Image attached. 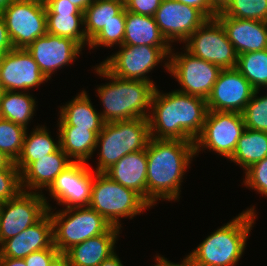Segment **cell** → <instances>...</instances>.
I'll use <instances>...</instances> for the list:
<instances>
[{
  "mask_svg": "<svg viewBox=\"0 0 267 266\" xmlns=\"http://www.w3.org/2000/svg\"><path fill=\"white\" fill-rule=\"evenodd\" d=\"M48 266H70L65 253H58L49 263Z\"/></svg>",
  "mask_w": 267,
  "mask_h": 266,
  "instance_id": "46",
  "label": "cell"
},
{
  "mask_svg": "<svg viewBox=\"0 0 267 266\" xmlns=\"http://www.w3.org/2000/svg\"><path fill=\"white\" fill-rule=\"evenodd\" d=\"M47 33L76 41L82 48L89 45L84 29V14L71 12L46 13ZM80 29V30H79Z\"/></svg>",
  "mask_w": 267,
  "mask_h": 266,
  "instance_id": "31",
  "label": "cell"
},
{
  "mask_svg": "<svg viewBox=\"0 0 267 266\" xmlns=\"http://www.w3.org/2000/svg\"><path fill=\"white\" fill-rule=\"evenodd\" d=\"M14 0H0V13L5 10Z\"/></svg>",
  "mask_w": 267,
  "mask_h": 266,
  "instance_id": "51",
  "label": "cell"
},
{
  "mask_svg": "<svg viewBox=\"0 0 267 266\" xmlns=\"http://www.w3.org/2000/svg\"><path fill=\"white\" fill-rule=\"evenodd\" d=\"M60 148L73 162L86 163L96 150L98 135L91 130L75 126H59Z\"/></svg>",
  "mask_w": 267,
  "mask_h": 266,
  "instance_id": "27",
  "label": "cell"
},
{
  "mask_svg": "<svg viewBox=\"0 0 267 266\" xmlns=\"http://www.w3.org/2000/svg\"><path fill=\"white\" fill-rule=\"evenodd\" d=\"M25 49L38 64L47 80H50L56 69L75 61L74 59L82 51V47L76 41L48 33L37 38Z\"/></svg>",
  "mask_w": 267,
  "mask_h": 266,
  "instance_id": "18",
  "label": "cell"
},
{
  "mask_svg": "<svg viewBox=\"0 0 267 266\" xmlns=\"http://www.w3.org/2000/svg\"><path fill=\"white\" fill-rule=\"evenodd\" d=\"M148 117L154 139L192 141L201 134L208 113L205 99L177 90L161 94L154 91Z\"/></svg>",
  "mask_w": 267,
  "mask_h": 266,
  "instance_id": "1",
  "label": "cell"
},
{
  "mask_svg": "<svg viewBox=\"0 0 267 266\" xmlns=\"http://www.w3.org/2000/svg\"><path fill=\"white\" fill-rule=\"evenodd\" d=\"M14 48H26L47 33L45 3L14 0L1 12Z\"/></svg>",
  "mask_w": 267,
  "mask_h": 266,
  "instance_id": "10",
  "label": "cell"
},
{
  "mask_svg": "<svg viewBox=\"0 0 267 266\" xmlns=\"http://www.w3.org/2000/svg\"><path fill=\"white\" fill-rule=\"evenodd\" d=\"M98 266H123V264L117 254L114 253L109 258L102 261Z\"/></svg>",
  "mask_w": 267,
  "mask_h": 266,
  "instance_id": "47",
  "label": "cell"
},
{
  "mask_svg": "<svg viewBox=\"0 0 267 266\" xmlns=\"http://www.w3.org/2000/svg\"><path fill=\"white\" fill-rule=\"evenodd\" d=\"M154 18L169 43L185 42L208 19L199 9L176 0H162Z\"/></svg>",
  "mask_w": 267,
  "mask_h": 266,
  "instance_id": "15",
  "label": "cell"
},
{
  "mask_svg": "<svg viewBox=\"0 0 267 266\" xmlns=\"http://www.w3.org/2000/svg\"><path fill=\"white\" fill-rule=\"evenodd\" d=\"M0 169H18L15 162L0 150Z\"/></svg>",
  "mask_w": 267,
  "mask_h": 266,
  "instance_id": "44",
  "label": "cell"
},
{
  "mask_svg": "<svg viewBox=\"0 0 267 266\" xmlns=\"http://www.w3.org/2000/svg\"><path fill=\"white\" fill-rule=\"evenodd\" d=\"M245 175L246 186L267 196V157L248 168Z\"/></svg>",
  "mask_w": 267,
  "mask_h": 266,
  "instance_id": "38",
  "label": "cell"
},
{
  "mask_svg": "<svg viewBox=\"0 0 267 266\" xmlns=\"http://www.w3.org/2000/svg\"><path fill=\"white\" fill-rule=\"evenodd\" d=\"M59 112V126H75V128L94 131L98 135L105 123L101 114L96 112L85 91H82L65 106L60 107Z\"/></svg>",
  "mask_w": 267,
  "mask_h": 266,
  "instance_id": "24",
  "label": "cell"
},
{
  "mask_svg": "<svg viewBox=\"0 0 267 266\" xmlns=\"http://www.w3.org/2000/svg\"><path fill=\"white\" fill-rule=\"evenodd\" d=\"M122 0H94L84 11V31L90 42L112 20H125Z\"/></svg>",
  "mask_w": 267,
  "mask_h": 266,
  "instance_id": "26",
  "label": "cell"
},
{
  "mask_svg": "<svg viewBox=\"0 0 267 266\" xmlns=\"http://www.w3.org/2000/svg\"><path fill=\"white\" fill-rule=\"evenodd\" d=\"M51 209L39 192L21 191L0 204V245L37 223Z\"/></svg>",
  "mask_w": 267,
  "mask_h": 266,
  "instance_id": "13",
  "label": "cell"
},
{
  "mask_svg": "<svg viewBox=\"0 0 267 266\" xmlns=\"http://www.w3.org/2000/svg\"><path fill=\"white\" fill-rule=\"evenodd\" d=\"M0 266H27L24 259L0 257Z\"/></svg>",
  "mask_w": 267,
  "mask_h": 266,
  "instance_id": "45",
  "label": "cell"
},
{
  "mask_svg": "<svg viewBox=\"0 0 267 266\" xmlns=\"http://www.w3.org/2000/svg\"><path fill=\"white\" fill-rule=\"evenodd\" d=\"M178 264L168 261L166 258L161 256H156V265L155 266H177Z\"/></svg>",
  "mask_w": 267,
  "mask_h": 266,
  "instance_id": "50",
  "label": "cell"
},
{
  "mask_svg": "<svg viewBox=\"0 0 267 266\" xmlns=\"http://www.w3.org/2000/svg\"><path fill=\"white\" fill-rule=\"evenodd\" d=\"M244 130L242 113L208 110L202 132L194 142L195 154L208 148L229 160Z\"/></svg>",
  "mask_w": 267,
  "mask_h": 266,
  "instance_id": "11",
  "label": "cell"
},
{
  "mask_svg": "<svg viewBox=\"0 0 267 266\" xmlns=\"http://www.w3.org/2000/svg\"><path fill=\"white\" fill-rule=\"evenodd\" d=\"M95 70L98 75L112 82L97 88L104 107L100 114L105 123L150 116L146 110L151 109L152 97L156 90L154 83L116 77L102 64L95 67Z\"/></svg>",
  "mask_w": 267,
  "mask_h": 266,
  "instance_id": "3",
  "label": "cell"
},
{
  "mask_svg": "<svg viewBox=\"0 0 267 266\" xmlns=\"http://www.w3.org/2000/svg\"><path fill=\"white\" fill-rule=\"evenodd\" d=\"M46 13L71 12V14H84L69 0H46Z\"/></svg>",
  "mask_w": 267,
  "mask_h": 266,
  "instance_id": "41",
  "label": "cell"
},
{
  "mask_svg": "<svg viewBox=\"0 0 267 266\" xmlns=\"http://www.w3.org/2000/svg\"><path fill=\"white\" fill-rule=\"evenodd\" d=\"M35 1L43 2V3L46 2V0H35Z\"/></svg>",
  "mask_w": 267,
  "mask_h": 266,
  "instance_id": "53",
  "label": "cell"
},
{
  "mask_svg": "<svg viewBox=\"0 0 267 266\" xmlns=\"http://www.w3.org/2000/svg\"><path fill=\"white\" fill-rule=\"evenodd\" d=\"M122 49L101 64L113 75L122 79L153 83L146 73L169 57L172 46L120 45Z\"/></svg>",
  "mask_w": 267,
  "mask_h": 266,
  "instance_id": "9",
  "label": "cell"
},
{
  "mask_svg": "<svg viewBox=\"0 0 267 266\" xmlns=\"http://www.w3.org/2000/svg\"><path fill=\"white\" fill-rule=\"evenodd\" d=\"M221 12L237 19L267 22V0H231Z\"/></svg>",
  "mask_w": 267,
  "mask_h": 266,
  "instance_id": "34",
  "label": "cell"
},
{
  "mask_svg": "<svg viewBox=\"0 0 267 266\" xmlns=\"http://www.w3.org/2000/svg\"><path fill=\"white\" fill-rule=\"evenodd\" d=\"M258 93V90H255L242 116L245 128L267 132V96L257 97Z\"/></svg>",
  "mask_w": 267,
  "mask_h": 266,
  "instance_id": "35",
  "label": "cell"
},
{
  "mask_svg": "<svg viewBox=\"0 0 267 266\" xmlns=\"http://www.w3.org/2000/svg\"><path fill=\"white\" fill-rule=\"evenodd\" d=\"M12 49H14V46L8 34L5 20L0 13V56L10 52Z\"/></svg>",
  "mask_w": 267,
  "mask_h": 266,
  "instance_id": "43",
  "label": "cell"
},
{
  "mask_svg": "<svg viewBox=\"0 0 267 266\" xmlns=\"http://www.w3.org/2000/svg\"><path fill=\"white\" fill-rule=\"evenodd\" d=\"M89 207L102 215L111 226L121 229L119 217H130L151 206L134 190L113 181L104 173L93 176Z\"/></svg>",
  "mask_w": 267,
  "mask_h": 266,
  "instance_id": "6",
  "label": "cell"
},
{
  "mask_svg": "<svg viewBox=\"0 0 267 266\" xmlns=\"http://www.w3.org/2000/svg\"><path fill=\"white\" fill-rule=\"evenodd\" d=\"M250 82L236 69H222L206 99L210 111L242 113L254 94Z\"/></svg>",
  "mask_w": 267,
  "mask_h": 266,
  "instance_id": "14",
  "label": "cell"
},
{
  "mask_svg": "<svg viewBox=\"0 0 267 266\" xmlns=\"http://www.w3.org/2000/svg\"><path fill=\"white\" fill-rule=\"evenodd\" d=\"M177 266H195L191 264L186 258L182 260V263L178 264Z\"/></svg>",
  "mask_w": 267,
  "mask_h": 266,
  "instance_id": "52",
  "label": "cell"
},
{
  "mask_svg": "<svg viewBox=\"0 0 267 266\" xmlns=\"http://www.w3.org/2000/svg\"><path fill=\"white\" fill-rule=\"evenodd\" d=\"M236 69L260 91L267 84V49L238 55Z\"/></svg>",
  "mask_w": 267,
  "mask_h": 266,
  "instance_id": "32",
  "label": "cell"
},
{
  "mask_svg": "<svg viewBox=\"0 0 267 266\" xmlns=\"http://www.w3.org/2000/svg\"><path fill=\"white\" fill-rule=\"evenodd\" d=\"M73 160L59 147L54 153L48 154L32 162L21 174L22 191L49 188L55 178L69 167ZM24 187V188H23ZM25 187H27L25 189Z\"/></svg>",
  "mask_w": 267,
  "mask_h": 266,
  "instance_id": "23",
  "label": "cell"
},
{
  "mask_svg": "<svg viewBox=\"0 0 267 266\" xmlns=\"http://www.w3.org/2000/svg\"><path fill=\"white\" fill-rule=\"evenodd\" d=\"M231 0H210L211 5L218 11H222Z\"/></svg>",
  "mask_w": 267,
  "mask_h": 266,
  "instance_id": "49",
  "label": "cell"
},
{
  "mask_svg": "<svg viewBox=\"0 0 267 266\" xmlns=\"http://www.w3.org/2000/svg\"><path fill=\"white\" fill-rule=\"evenodd\" d=\"M216 18L223 25L238 55L267 49V22L228 17L221 11Z\"/></svg>",
  "mask_w": 267,
  "mask_h": 266,
  "instance_id": "20",
  "label": "cell"
},
{
  "mask_svg": "<svg viewBox=\"0 0 267 266\" xmlns=\"http://www.w3.org/2000/svg\"><path fill=\"white\" fill-rule=\"evenodd\" d=\"M183 4L199 9L208 19L215 18L218 11L211 5L210 0H176Z\"/></svg>",
  "mask_w": 267,
  "mask_h": 266,
  "instance_id": "42",
  "label": "cell"
},
{
  "mask_svg": "<svg viewBox=\"0 0 267 266\" xmlns=\"http://www.w3.org/2000/svg\"><path fill=\"white\" fill-rule=\"evenodd\" d=\"M123 45L172 46L161 33L155 18L126 11Z\"/></svg>",
  "mask_w": 267,
  "mask_h": 266,
  "instance_id": "25",
  "label": "cell"
},
{
  "mask_svg": "<svg viewBox=\"0 0 267 266\" xmlns=\"http://www.w3.org/2000/svg\"><path fill=\"white\" fill-rule=\"evenodd\" d=\"M25 133L23 148L20 156L15 162L20 174L32 163L40 158L54 153L60 147V140L57 143L51 138L50 133L44 127L36 126V129L27 135Z\"/></svg>",
  "mask_w": 267,
  "mask_h": 266,
  "instance_id": "29",
  "label": "cell"
},
{
  "mask_svg": "<svg viewBox=\"0 0 267 266\" xmlns=\"http://www.w3.org/2000/svg\"><path fill=\"white\" fill-rule=\"evenodd\" d=\"M21 191L19 169H0V204L15 198Z\"/></svg>",
  "mask_w": 267,
  "mask_h": 266,
  "instance_id": "37",
  "label": "cell"
},
{
  "mask_svg": "<svg viewBox=\"0 0 267 266\" xmlns=\"http://www.w3.org/2000/svg\"><path fill=\"white\" fill-rule=\"evenodd\" d=\"M125 20H112L89 42V47L123 45Z\"/></svg>",
  "mask_w": 267,
  "mask_h": 266,
  "instance_id": "36",
  "label": "cell"
},
{
  "mask_svg": "<svg viewBox=\"0 0 267 266\" xmlns=\"http://www.w3.org/2000/svg\"><path fill=\"white\" fill-rule=\"evenodd\" d=\"M266 157L267 132L245 128L230 161L237 163L246 171Z\"/></svg>",
  "mask_w": 267,
  "mask_h": 266,
  "instance_id": "28",
  "label": "cell"
},
{
  "mask_svg": "<svg viewBox=\"0 0 267 266\" xmlns=\"http://www.w3.org/2000/svg\"><path fill=\"white\" fill-rule=\"evenodd\" d=\"M72 4H74L77 8H79L82 12L94 1V0H69Z\"/></svg>",
  "mask_w": 267,
  "mask_h": 266,
  "instance_id": "48",
  "label": "cell"
},
{
  "mask_svg": "<svg viewBox=\"0 0 267 266\" xmlns=\"http://www.w3.org/2000/svg\"><path fill=\"white\" fill-rule=\"evenodd\" d=\"M0 246V257L14 259H24L34 251L56 248L53 244V225L49 211L37 223L5 240Z\"/></svg>",
  "mask_w": 267,
  "mask_h": 266,
  "instance_id": "19",
  "label": "cell"
},
{
  "mask_svg": "<svg viewBox=\"0 0 267 266\" xmlns=\"http://www.w3.org/2000/svg\"><path fill=\"white\" fill-rule=\"evenodd\" d=\"M51 210L48 209L53 225V244L60 253L104 234L111 227L102 215L89 206L66 208L54 214Z\"/></svg>",
  "mask_w": 267,
  "mask_h": 266,
  "instance_id": "7",
  "label": "cell"
},
{
  "mask_svg": "<svg viewBox=\"0 0 267 266\" xmlns=\"http://www.w3.org/2000/svg\"><path fill=\"white\" fill-rule=\"evenodd\" d=\"M148 118H133L104 123L98 134L96 148L100 147L95 173H104L123 156L145 150L150 141Z\"/></svg>",
  "mask_w": 267,
  "mask_h": 266,
  "instance_id": "5",
  "label": "cell"
},
{
  "mask_svg": "<svg viewBox=\"0 0 267 266\" xmlns=\"http://www.w3.org/2000/svg\"><path fill=\"white\" fill-rule=\"evenodd\" d=\"M16 91H0V116L27 129L36 101L30 93Z\"/></svg>",
  "mask_w": 267,
  "mask_h": 266,
  "instance_id": "30",
  "label": "cell"
},
{
  "mask_svg": "<svg viewBox=\"0 0 267 266\" xmlns=\"http://www.w3.org/2000/svg\"><path fill=\"white\" fill-rule=\"evenodd\" d=\"M120 228L111 226L104 234L89 238L68 249L65 254L70 266H98L115 253L114 245Z\"/></svg>",
  "mask_w": 267,
  "mask_h": 266,
  "instance_id": "21",
  "label": "cell"
},
{
  "mask_svg": "<svg viewBox=\"0 0 267 266\" xmlns=\"http://www.w3.org/2000/svg\"><path fill=\"white\" fill-rule=\"evenodd\" d=\"M165 68L182 86L178 92L207 99L222 69L190 52L169 54Z\"/></svg>",
  "mask_w": 267,
  "mask_h": 266,
  "instance_id": "12",
  "label": "cell"
},
{
  "mask_svg": "<svg viewBox=\"0 0 267 266\" xmlns=\"http://www.w3.org/2000/svg\"><path fill=\"white\" fill-rule=\"evenodd\" d=\"M26 131L25 127L0 118V150L14 162L20 156Z\"/></svg>",
  "mask_w": 267,
  "mask_h": 266,
  "instance_id": "33",
  "label": "cell"
},
{
  "mask_svg": "<svg viewBox=\"0 0 267 266\" xmlns=\"http://www.w3.org/2000/svg\"><path fill=\"white\" fill-rule=\"evenodd\" d=\"M93 171L83 162H73L48 188L51 197L66 208L88 206L91 199Z\"/></svg>",
  "mask_w": 267,
  "mask_h": 266,
  "instance_id": "16",
  "label": "cell"
},
{
  "mask_svg": "<svg viewBox=\"0 0 267 266\" xmlns=\"http://www.w3.org/2000/svg\"><path fill=\"white\" fill-rule=\"evenodd\" d=\"M161 3L162 0H126L124 7L131 13L154 17Z\"/></svg>",
  "mask_w": 267,
  "mask_h": 266,
  "instance_id": "39",
  "label": "cell"
},
{
  "mask_svg": "<svg viewBox=\"0 0 267 266\" xmlns=\"http://www.w3.org/2000/svg\"><path fill=\"white\" fill-rule=\"evenodd\" d=\"M195 156L192 141L150 138L146 148L147 203L150 206L161 198L179 199L183 175Z\"/></svg>",
  "mask_w": 267,
  "mask_h": 266,
  "instance_id": "2",
  "label": "cell"
},
{
  "mask_svg": "<svg viewBox=\"0 0 267 266\" xmlns=\"http://www.w3.org/2000/svg\"><path fill=\"white\" fill-rule=\"evenodd\" d=\"M46 80L26 49L14 48L0 56V91H25Z\"/></svg>",
  "mask_w": 267,
  "mask_h": 266,
  "instance_id": "17",
  "label": "cell"
},
{
  "mask_svg": "<svg viewBox=\"0 0 267 266\" xmlns=\"http://www.w3.org/2000/svg\"><path fill=\"white\" fill-rule=\"evenodd\" d=\"M104 174L122 186L134 190L147 202L146 149L123 156Z\"/></svg>",
  "mask_w": 267,
  "mask_h": 266,
  "instance_id": "22",
  "label": "cell"
},
{
  "mask_svg": "<svg viewBox=\"0 0 267 266\" xmlns=\"http://www.w3.org/2000/svg\"><path fill=\"white\" fill-rule=\"evenodd\" d=\"M59 253L56 248H47L34 251L24 258L27 266H48L51 260Z\"/></svg>",
  "mask_w": 267,
  "mask_h": 266,
  "instance_id": "40",
  "label": "cell"
},
{
  "mask_svg": "<svg viewBox=\"0 0 267 266\" xmlns=\"http://www.w3.org/2000/svg\"><path fill=\"white\" fill-rule=\"evenodd\" d=\"M243 211L209 235L186 259L195 266H235L241 258L256 215Z\"/></svg>",
  "mask_w": 267,
  "mask_h": 266,
  "instance_id": "4",
  "label": "cell"
},
{
  "mask_svg": "<svg viewBox=\"0 0 267 266\" xmlns=\"http://www.w3.org/2000/svg\"><path fill=\"white\" fill-rule=\"evenodd\" d=\"M184 43L185 50L200 59L221 69L236 68L238 54L216 17L207 19Z\"/></svg>",
  "mask_w": 267,
  "mask_h": 266,
  "instance_id": "8",
  "label": "cell"
}]
</instances>
